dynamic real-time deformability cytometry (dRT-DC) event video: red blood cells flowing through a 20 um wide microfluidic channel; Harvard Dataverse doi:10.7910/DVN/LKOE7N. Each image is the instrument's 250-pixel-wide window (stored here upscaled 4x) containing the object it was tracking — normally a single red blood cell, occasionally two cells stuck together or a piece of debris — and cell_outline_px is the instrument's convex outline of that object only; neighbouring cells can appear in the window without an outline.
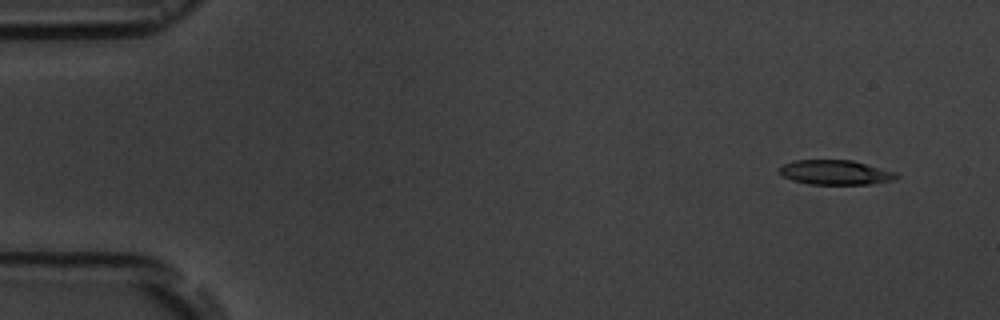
{"species": "common noctule bat (a hibernating species)", "species_latin": "Nyctalus noctula", "temperature_condition": "room temperature", "stored_images_in_passage": 6, "camera_frame_rate_fps": 3000, "um_per_image_px": 0.085, "animal": {"sex": "male", "body_mass_g": 19.5, "forearm_length_mm": 54.6}, "frame": {"image": 1, "passage_image": 1, "time_ms": 0.0, "image_size_px": [1000, 320], "cell_outline_px": [[900, 176], [896, 180], [868, 184], [808, 184], [792, 180], [784, 176], [780, 172], [780, 168], [784, 164], [796, 160], [852, 160], [896, 172]], "centroid_in_image_um": [71.06, 14.66], "position_along_channel_um": 13.9, "area_um2": 16.7}}
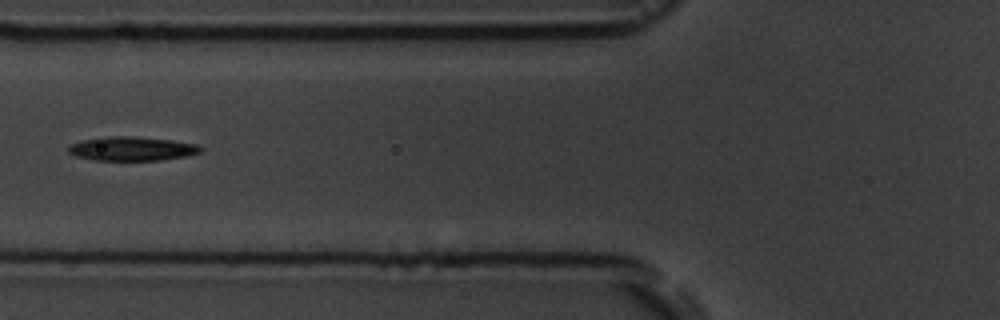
{"frame": {"image": 2, "passage_image": 6, "time_ms": 6.0, "image_size_px": [1000, 320], "cell_outline_px": [[200, 152], [184, 156], [160, 160], [92, 160], [76, 156], [68, 152], [68, 148], [72, 144], [80, 140], [104, 136], [132, 136], [172, 140], [196, 144], [200, 148]], "centroid_in_image_um": [11.14, 12.63], "position_along_channel_um": 114.7, "area_um2": 18.38}}